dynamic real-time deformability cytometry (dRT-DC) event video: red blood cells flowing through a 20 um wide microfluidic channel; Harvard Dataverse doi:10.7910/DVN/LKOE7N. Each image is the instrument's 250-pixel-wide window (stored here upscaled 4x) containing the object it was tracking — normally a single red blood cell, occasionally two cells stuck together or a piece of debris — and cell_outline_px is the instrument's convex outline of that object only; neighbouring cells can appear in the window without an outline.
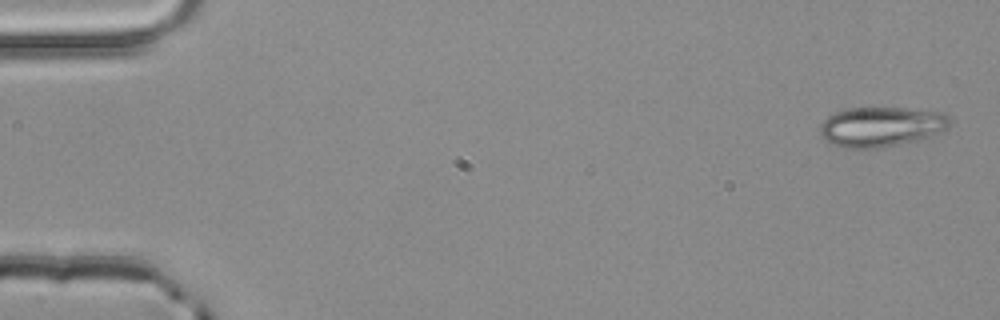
{"species": "common noctule bat (a hibernating species)", "species_latin": "Nyctalus noctula", "temperature_condition": "room temperature", "stored_images_in_passage": 3, "camera_frame_rate_fps": 3000, "um_per_image_px": 0.085, "animal": {"sex": "male", "body_mass_g": 20.4}, "frame": {"image": 1, "passage_image": 1, "time_ms": 0.0, "image_size_px": [1000, 320], "cell_outline_px": [[948, 128], [940, 132], [916, 140], [900, 144], [880, 148], [844, 148], [832, 144], [820, 136], [820, 124], [828, 116], [836, 112], [848, 108], [904, 108], [944, 112], [948, 116]], "centroid_in_image_um": [74.86, 10.77], "position_along_channel_um": 10.1, "area_um2": 30.06}}